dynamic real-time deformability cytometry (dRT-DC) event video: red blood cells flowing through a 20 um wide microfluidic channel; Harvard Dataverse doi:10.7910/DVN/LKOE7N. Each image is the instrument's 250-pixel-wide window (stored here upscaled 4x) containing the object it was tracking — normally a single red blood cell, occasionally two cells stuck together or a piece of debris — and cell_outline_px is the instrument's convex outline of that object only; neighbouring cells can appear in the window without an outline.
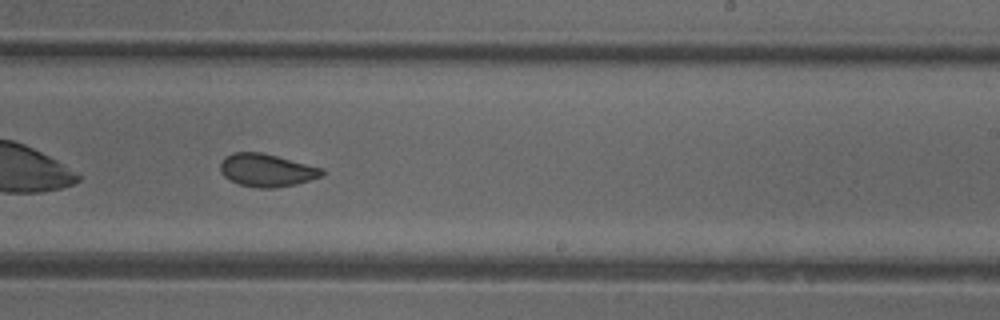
{"species": "common noctule bat (a hibernating species)", "species_latin": "Nyctalus noctula", "temperature_condition": "cold", "stored_images_in_passage": 36, "camera_frame_rate_fps": 3000, "um_per_image_px": 0.085, "animal": {"sex": "female"}, "frame": {"image": 1, "passage_image": 16, "time_ms": 5.0, "image_size_px": [1000, 320], "cell_outline_px": [[324, 176], [296, 184], [272, 188], [260, 188], [240, 184], [224, 176], [220, 172], [220, 160], [224, 156], [232, 152], [260, 152], [324, 168]], "centroid_in_image_um": [22.66, 14.46], "position_along_channel_um": 266.3, "area_um2": 19.48}, "authors_computed_cell_mechanics": {"area_um2": 19.8254, "velocity_mm_per_s": 3.9714, "shape_relaxation_time_tau1_ms": null, "shape_relaxation_time_tau2_ms": 1.8412, "deformation_change_tau1": null, "deformation_change_tau2": 0.0648}}